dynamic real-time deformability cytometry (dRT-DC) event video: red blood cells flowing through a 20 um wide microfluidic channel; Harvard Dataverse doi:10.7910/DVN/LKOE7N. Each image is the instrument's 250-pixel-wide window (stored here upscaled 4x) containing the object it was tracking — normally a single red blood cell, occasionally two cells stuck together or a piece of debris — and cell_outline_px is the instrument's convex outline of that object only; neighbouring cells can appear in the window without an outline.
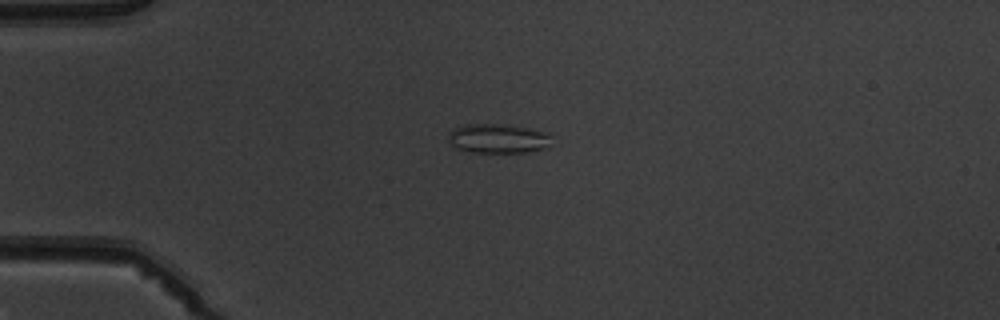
{"species": "common noctule bat (a hibernating species)", "species_latin": "Nyctalus noctula", "temperature_condition": "warm", "stored_images_in_passage": 4, "camera_frame_rate_fps": 3000, "um_per_image_px": 0.085, "animal": {"sex": "male", "body_mass_g": 19.5, "forearm_length_mm": 54.6}, "frame": {"image": 1, "passage_image": 1, "time_ms": 0.0, "image_size_px": [1000, 320], "cell_outline_px": [[548, 144], [544, 148], [528, 152], [472, 152], [456, 148], [448, 140], [448, 132], [456, 128], [468, 124], [508, 124], [548, 132]], "centroid_in_image_um": [42.29, 11.76], "position_along_channel_um": 42.7, "area_um2": 17.46}}
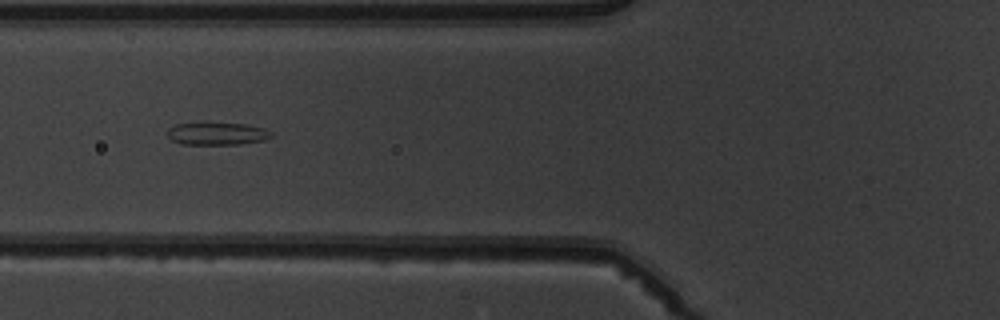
{"frame": {"image": 2, "passage_image": 3, "time_ms": 2.333, "image_size_px": [1000, 320], "cell_outline_px": [[272, 136], [264, 140], [240, 144], [180, 144], [172, 140], [168, 136], [168, 128], [176, 124], [244, 124], [264, 128], [272, 132]], "centroid_in_image_um": [18.46, 11.38], "position_along_channel_um": 107.3, "area_um2": 13.29}}
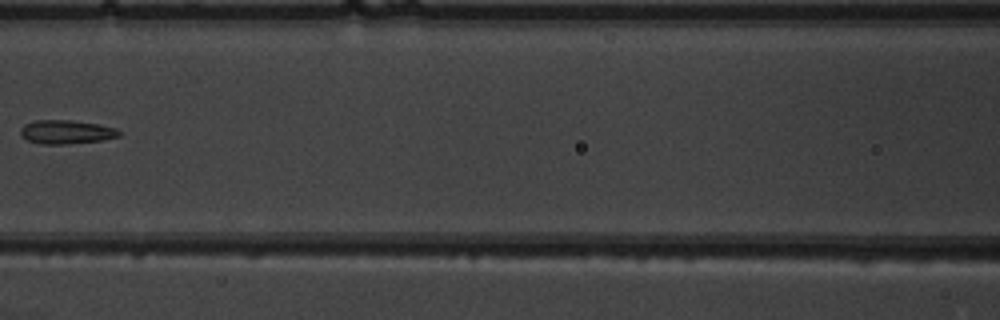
{"frame": {"image": 3, "passage_image": 4, "time_ms": 3.667, "image_size_px": [1000, 320], "cell_outline_px": [[120, 136], [104, 140], [68, 144], [40, 144], [28, 140], [20, 136], [20, 128], [24, 124], [32, 120], [72, 120], [96, 124], [116, 128], [120, 132]], "centroid_in_image_um": [5.6, 11.22], "position_along_channel_um": 161.0, "area_um2": 13.81}}